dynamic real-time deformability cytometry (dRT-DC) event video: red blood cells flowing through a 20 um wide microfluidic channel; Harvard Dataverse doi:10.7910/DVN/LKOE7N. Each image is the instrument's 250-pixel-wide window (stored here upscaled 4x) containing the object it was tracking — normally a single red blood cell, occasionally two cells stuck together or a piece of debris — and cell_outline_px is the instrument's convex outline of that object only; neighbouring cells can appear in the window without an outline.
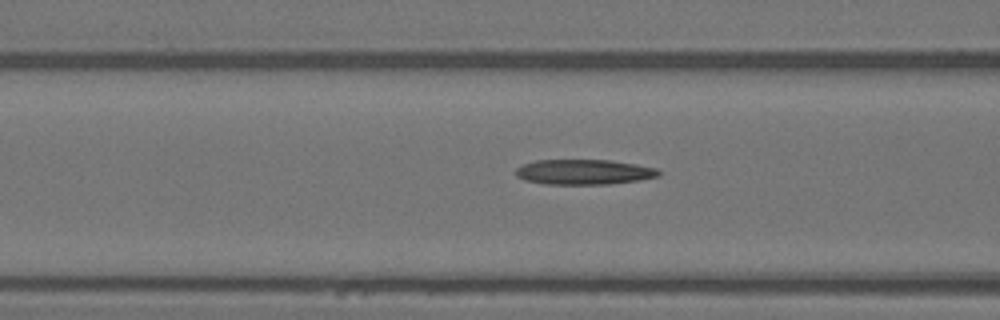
{"species": "Egyptian fruit bat (a non-hibernating species)", "species_latin": "Rousettus aegyptiacus", "temperature_condition": "warm", "stored_images_in_passage": 9, "camera_frame_rate_fps": 3000, "um_per_image_px": 0.085, "animal": {"sex": "female"}, "frame": {"image": 1, "passage_image": 7, "time_ms": 2.0, "image_size_px": [1000, 320], "cell_outline_px": [[660, 176], [640, 180], [608, 184], [544, 184], [524, 180], [516, 176], [516, 168], [520, 164], [536, 160], [612, 160], [636, 164], [656, 168], [660, 172]], "centroid_in_image_um": [49.61, 14.61], "position_along_channel_um": 117.0, "area_um2": 21.1}}